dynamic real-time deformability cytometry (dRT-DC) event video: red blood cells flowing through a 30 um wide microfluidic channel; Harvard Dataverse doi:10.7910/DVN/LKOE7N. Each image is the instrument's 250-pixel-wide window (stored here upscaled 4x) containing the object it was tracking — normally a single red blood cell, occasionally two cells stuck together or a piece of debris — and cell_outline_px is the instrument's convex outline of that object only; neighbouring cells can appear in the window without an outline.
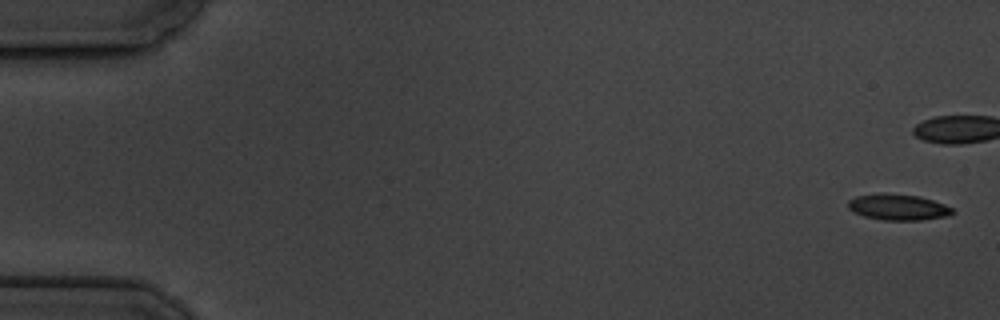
{"species": "common noctule bat (a hibernating species)", "species_latin": "Nyctalus noctula", "temperature_condition": "cold", "stored_images_in_passage": 8, "camera_frame_rate_fps": 3000, "um_per_image_px": 0.085, "animal": {"sex": "male", "body_mass_g": 19.5, "forearm_length_mm": 54.6}, "frame": {"image": 1, "passage_image": 1, "time_ms": 0.0, "image_size_px": [1000, 320], "cell_outline_px": [[956, 212], [948, 216], [920, 220], [880, 220], [864, 216], [848, 208], [848, 200], [856, 196], [920, 196], [944, 204], [952, 208]], "centroid_in_image_um": [76.41, 17.66], "position_along_channel_um": 8.6, "area_um2": 15.03}}
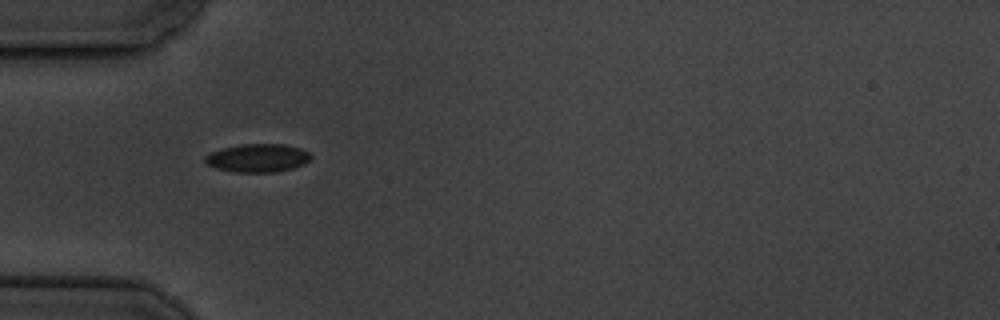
{"frame": {"image": 2, "passage_image": 6, "time_ms": 6.667, "image_size_px": [1000, 320], "cell_outline_px": [[312, 156], [304, 164], [292, 168], [276, 172], [232, 172], [216, 168], [208, 164], [204, 160], [204, 156], [220, 148], [240, 144], [284, 144], [300, 148], [308, 152]], "centroid_in_image_um": [21.88, 13.42], "position_along_channel_um": 63.1, "area_um2": 17.46}}
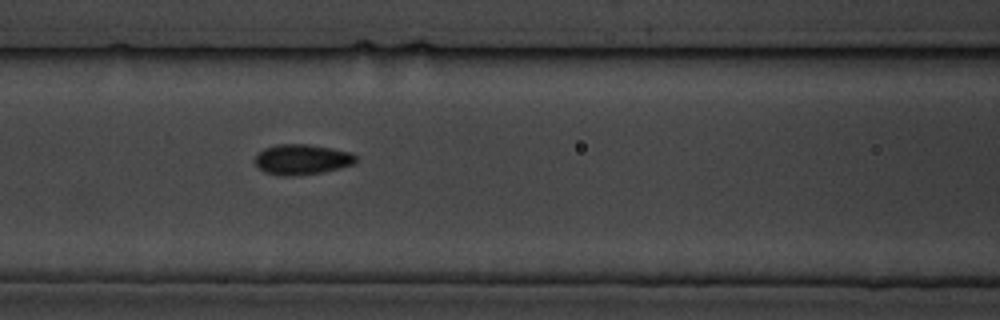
{"frame": {"image": 3, "passage_image": 8, "time_ms": 9.0, "image_size_px": [1000, 320], "cell_outline_px": [[356, 164], [320, 172], [292, 176], [284, 176], [264, 172], [256, 164], [256, 156], [264, 148], [276, 144], [308, 144], [332, 148], [352, 152], [356, 156]], "centroid_in_image_um": [25.69, 13.54], "position_along_channel_um": 140.9, "area_um2": 17.74}}